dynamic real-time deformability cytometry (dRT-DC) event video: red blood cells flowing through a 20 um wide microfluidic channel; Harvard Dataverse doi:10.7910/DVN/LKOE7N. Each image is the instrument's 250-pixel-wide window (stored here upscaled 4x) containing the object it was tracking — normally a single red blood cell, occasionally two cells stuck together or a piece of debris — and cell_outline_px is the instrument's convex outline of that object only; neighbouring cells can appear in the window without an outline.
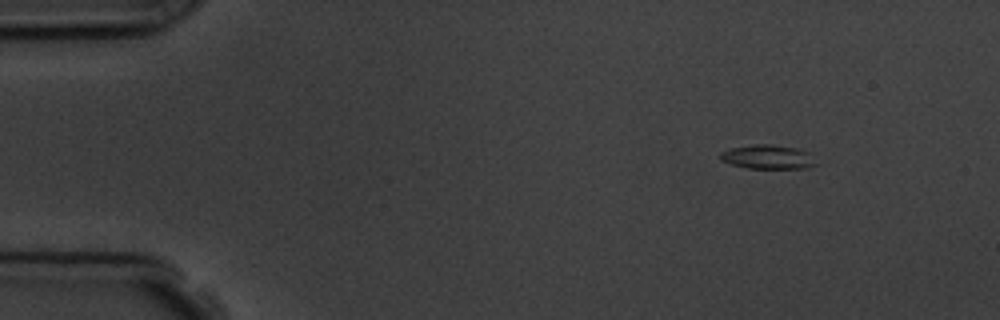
{"species": "common noctule bat (a hibernating species)", "species_latin": "Nyctalus noctula", "temperature_condition": "room temperature", "stored_images_in_passage": 3, "camera_frame_rate_fps": 3000, "um_per_image_px": 0.085, "animal": {"sex": "male", "body_mass_g": 19.5, "forearm_length_mm": 54.6}, "frame": {"image": 1, "passage_image": 1, "time_ms": 0.0, "image_size_px": [1000, 320], "cell_outline_px": [[820, 164], [808, 168], [748, 168], [732, 164], [720, 160], [720, 152], [732, 148], [752, 144], [772, 144], [796, 148], [808, 152]], "centroid_in_image_um": [65.31, 13.34], "position_along_channel_um": 19.7, "area_um2": 13.53}}
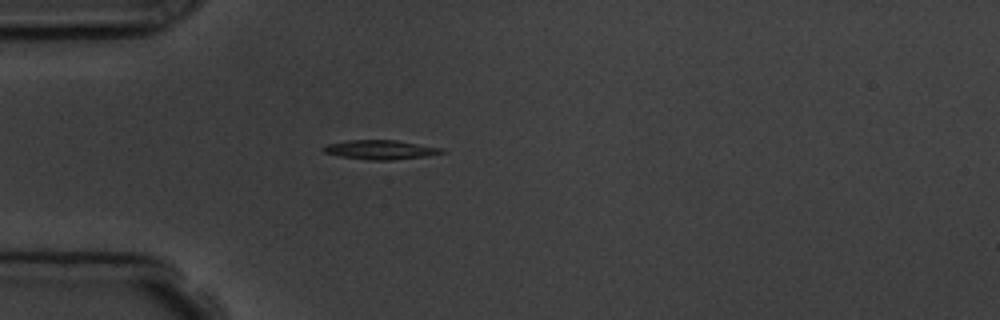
{"frame": {"image": 2, "passage_image": 3, "time_ms": 3.0, "image_size_px": [1000, 320], "cell_outline_px": [[448, 152], [424, 156], [392, 160], [368, 160], [340, 156], [324, 152], [320, 148], [328, 144], [348, 140], [396, 140], [444, 148]], "centroid_in_image_um": [32.36, 12.72], "position_along_channel_um": 52.6, "area_um2": 13.29}}